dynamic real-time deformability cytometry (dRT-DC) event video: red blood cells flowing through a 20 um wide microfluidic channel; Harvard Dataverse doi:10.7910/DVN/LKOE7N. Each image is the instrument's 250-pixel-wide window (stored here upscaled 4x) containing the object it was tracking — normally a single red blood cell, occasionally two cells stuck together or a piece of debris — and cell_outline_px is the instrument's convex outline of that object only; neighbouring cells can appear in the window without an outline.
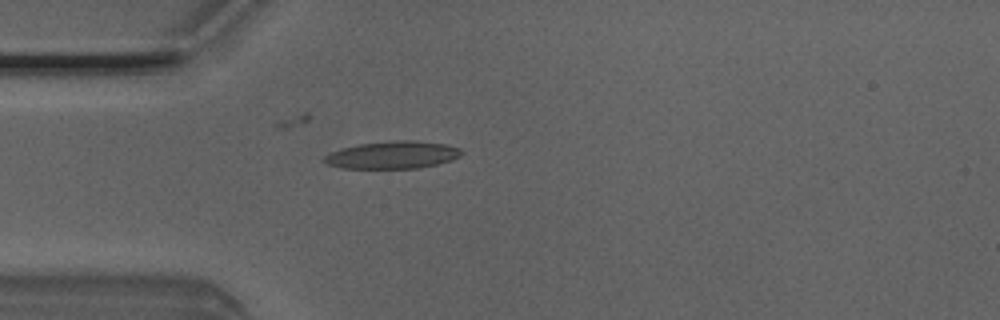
{"species": "Egyptian fruit bat (a non-hibernating species)", "species_latin": "Rousettus aegyptiacus", "temperature_condition": "room temperature", "stored_images_in_passage": 4, "camera_frame_rate_fps": 3000, "um_per_image_px": 0.085, "animal": {"sex": "male"}, "frame": {"image": 1, "passage_image": 4, "time_ms": 1.0, "image_size_px": [1000, 320], "cell_outline_px": [[464, 152], [460, 156], [452, 160], [420, 168], [340, 168], [328, 164], [320, 160], [324, 156], [340, 148], [360, 144], [392, 140], [412, 140], [444, 144], [460, 148]], "centroid_in_image_um": [33.36, 13.17], "position_along_channel_um": 51.6, "area_um2": 22.02}}